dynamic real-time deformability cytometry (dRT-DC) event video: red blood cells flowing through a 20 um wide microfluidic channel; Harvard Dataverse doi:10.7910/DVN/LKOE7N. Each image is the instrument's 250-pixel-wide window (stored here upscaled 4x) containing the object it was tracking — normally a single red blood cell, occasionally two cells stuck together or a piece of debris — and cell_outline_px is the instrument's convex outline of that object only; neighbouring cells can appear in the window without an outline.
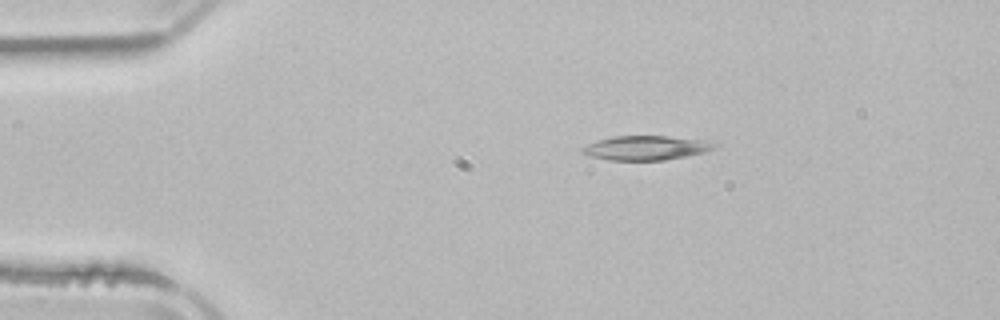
{"species": "common noctule bat (a hibernating species)", "species_latin": "Nyctalus noctula", "temperature_condition": "room temperature", "stored_images_in_passage": 3, "camera_frame_rate_fps": 3000, "um_per_image_px": 0.085, "animal": {"sex": "male", "body_mass_g": 21.5, "forearm_length_mm": 52.0}, "frame": {"image": 1, "passage_image": 2, "time_ms": 1.333, "image_size_px": [1000, 320], "cell_outline_px": [[720, 144], [716, 148], [708, 152], [664, 160], [608, 160], [592, 156], [580, 152], [580, 148], [596, 140], [612, 136], [664, 136], [704, 140]], "centroid_in_image_um": [54.93, 12.57], "position_along_channel_um": 30.1, "area_um2": 18.84}}